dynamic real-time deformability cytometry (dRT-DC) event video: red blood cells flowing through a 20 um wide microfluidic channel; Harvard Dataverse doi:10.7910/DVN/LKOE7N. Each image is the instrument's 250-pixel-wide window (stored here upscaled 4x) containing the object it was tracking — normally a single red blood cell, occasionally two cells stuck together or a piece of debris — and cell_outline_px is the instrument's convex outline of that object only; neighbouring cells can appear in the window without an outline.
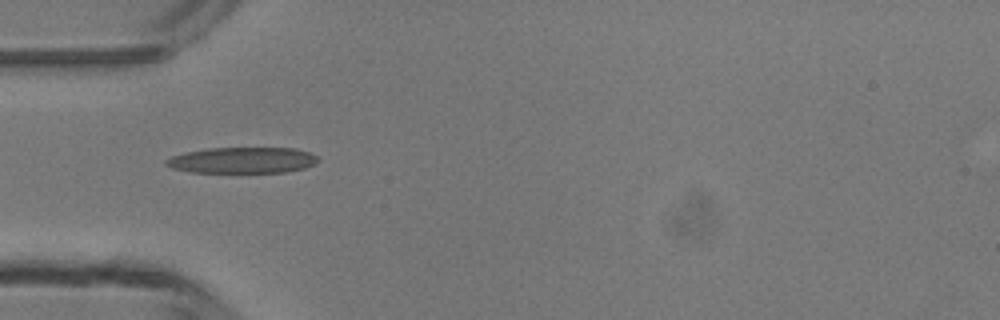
{"species": "common noctule bat (a hibernating species)", "species_latin": "Nyctalus noctula", "temperature_condition": "room temperature", "stored_images_in_passage": 2, "camera_frame_rate_fps": 3000, "um_per_image_px": 0.085, "animal": {"sex": "male", "body_mass_g": 13.3}, "frame": {"image": 1, "passage_image": 1, "time_ms": 0.0, "image_size_px": [1000, 320], "cell_outline_px": [[320, 160], [304, 168], [284, 172], [192, 172], [172, 168], [164, 164], [164, 160], [172, 156], [184, 152], [208, 148], [296, 148], [308, 152], [316, 156]], "centroid_in_image_um": [20.57, 13.61], "position_along_channel_um": 64.4, "area_um2": 22.95}}
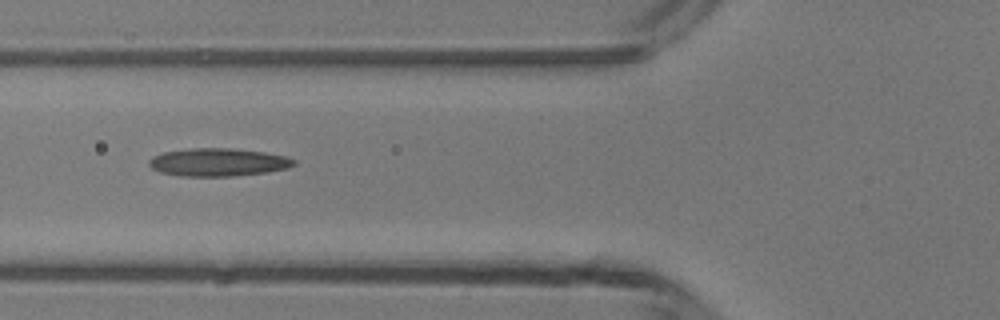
{"frame": {"image": 2, "passage_image": 2, "time_ms": 1.0, "image_size_px": [1000, 320], "cell_outline_px": [[296, 164], [288, 168], [264, 172], [232, 176], [180, 176], [160, 172], [152, 168], [148, 164], [148, 160], [152, 156], [164, 152], [192, 148], [232, 148], [264, 152], [288, 156], [296, 160]], "centroid_in_image_um": [18.54, 13.78], "position_along_channel_um": 107.3, "area_um2": 23.64}}